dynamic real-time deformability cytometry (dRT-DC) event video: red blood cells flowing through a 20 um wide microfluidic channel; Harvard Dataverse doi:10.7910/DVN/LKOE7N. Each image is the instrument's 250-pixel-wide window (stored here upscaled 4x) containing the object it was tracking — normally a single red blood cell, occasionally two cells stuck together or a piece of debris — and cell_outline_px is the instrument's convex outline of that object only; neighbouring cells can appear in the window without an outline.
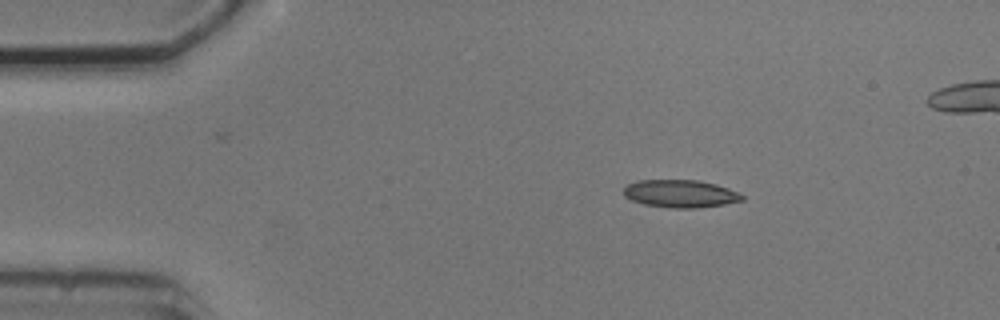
{"species": "common noctule bat (a hibernating species)", "species_latin": "Nyctalus noctula", "temperature_condition": "cold", "stored_images_in_passage": 5, "camera_frame_rate_fps": 3000, "um_per_image_px": 0.085, "animal": {"sex": "male", "body_mass_g": 20.5, "forearm_length_mm": 52.5}, "frame": {"image": 1, "passage_image": 1, "time_ms": 0.0, "image_size_px": [1000, 320], "cell_outline_px": [[744, 200], [724, 204], [696, 208], [672, 208], [644, 204], [632, 200], [624, 196], [624, 188], [628, 184], [640, 180], [696, 180], [716, 184], [728, 188], [744, 196]], "centroid_in_image_um": [57.83, 16.46], "position_along_channel_um": 27.2, "area_um2": 18.96}}
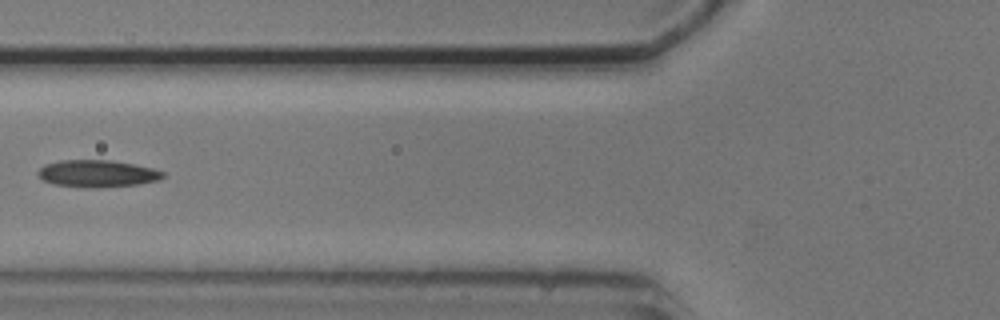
{"frame": {"image": 2, "passage_image": 4, "time_ms": 4.0, "image_size_px": [1000, 320], "cell_outline_px": [[164, 176], [160, 180], [140, 184], [96, 188], [84, 188], [52, 184], [44, 180], [36, 172], [44, 164], [60, 160], [108, 160], [132, 164], [152, 168], [164, 172]], "centroid_in_image_um": [8.25, 14.76], "position_along_channel_um": 117.5, "area_um2": 19.83}}
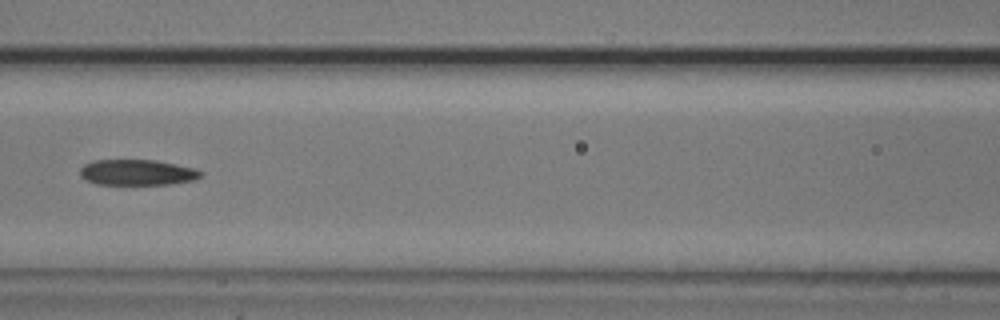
{"frame": {"image": 3, "passage_image": 5, "time_ms": 5.0, "image_size_px": [1000, 320], "cell_outline_px": [[204, 172], [200, 176], [192, 180], [168, 184], [96, 184], [84, 180], [80, 176], [80, 168], [84, 164], [92, 160], [156, 160], [196, 168]], "centroid_in_image_um": [11.63, 14.65], "position_along_channel_um": 155.0, "area_um2": 18.15}}